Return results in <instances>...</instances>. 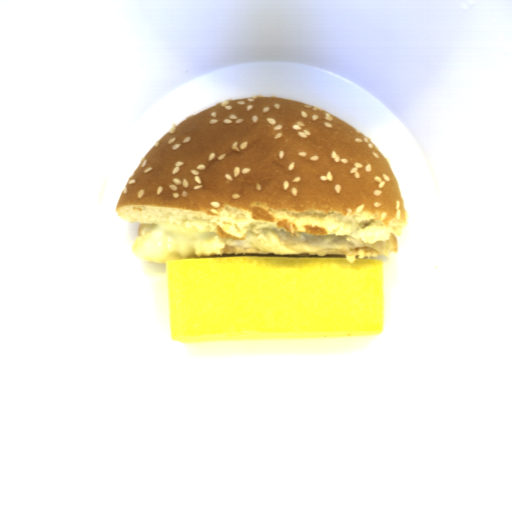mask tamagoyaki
Segmentation results:
<instances>
[{
  "label": "tamagoyaki",
  "instance_id": "obj_1",
  "mask_svg": "<svg viewBox=\"0 0 512 512\" xmlns=\"http://www.w3.org/2000/svg\"><path fill=\"white\" fill-rule=\"evenodd\" d=\"M165 262L175 341L383 332L384 260L239 254Z\"/></svg>",
  "mask_w": 512,
  "mask_h": 512
}]
</instances>
